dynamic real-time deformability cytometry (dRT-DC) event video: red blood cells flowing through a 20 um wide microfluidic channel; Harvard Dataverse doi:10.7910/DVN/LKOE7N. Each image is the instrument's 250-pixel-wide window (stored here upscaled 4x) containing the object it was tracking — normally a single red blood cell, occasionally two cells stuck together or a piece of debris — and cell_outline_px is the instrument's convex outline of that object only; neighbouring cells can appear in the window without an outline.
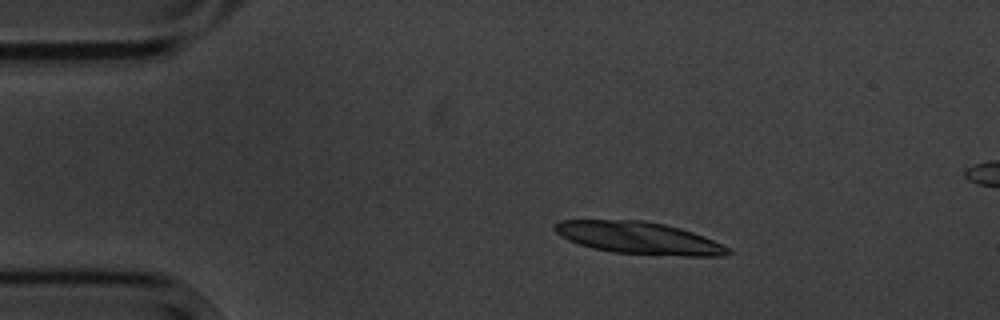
{"species": "common noctule bat (a hibernating species)", "species_latin": "Nyctalus noctula", "temperature_condition": "cold", "stored_images_in_passage": 6, "camera_frame_rate_fps": 3000, "um_per_image_px": 0.085, "animal": {"sex": "male", "body_mass_g": 20.1, "forearm_length_mm": 53.5}, "frame": {"image": 1, "passage_image": 2, "time_ms": 1.0, "image_size_px": [1000, 320], "cell_outline_px": [[732, 252], [724, 256], [684, 256], [612, 252], [592, 248], [568, 240], [560, 236], [552, 228], [552, 224], [560, 220], [644, 220], [664, 224], [680, 228], [704, 236], [728, 248]], "centroid_in_image_um": [54.25, 20.22], "position_along_channel_um": 30.7, "area_um2": 32.43}}